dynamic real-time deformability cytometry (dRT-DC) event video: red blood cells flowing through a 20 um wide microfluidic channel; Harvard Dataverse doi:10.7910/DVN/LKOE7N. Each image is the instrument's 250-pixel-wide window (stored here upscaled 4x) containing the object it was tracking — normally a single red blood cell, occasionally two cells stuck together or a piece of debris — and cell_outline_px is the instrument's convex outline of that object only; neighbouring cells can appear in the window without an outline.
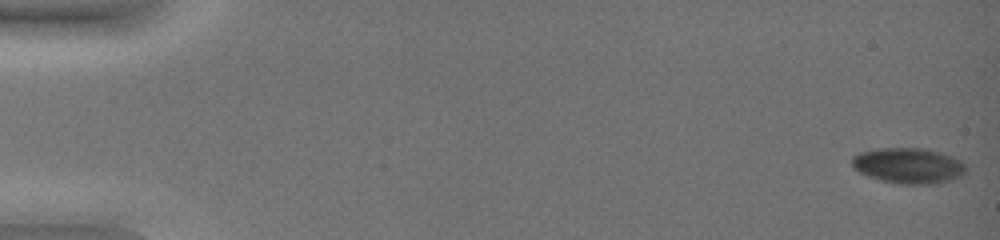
{"species": "common noctule bat (a hibernating species)", "species_latin": "Nyctalus noctula", "temperature_condition": "warm", "stored_images_in_passage": 52, "camera_frame_rate_fps": 3000, "um_per_image_px": 0.085, "animal": {"sex": "female", "body_mass_g": 19.0, "forearm_length_mm": 51.5}, "frame": {"image": 1, "passage_image": 1, "time_ms": 0.0, "image_size_px": [1000, 240], "cell_outline_px": [[964, 172], [960, 176], [936, 184], [896, 184], [880, 180], [868, 176], [860, 172], [852, 164], [852, 156], [860, 152], [876, 148], [920, 148], [940, 152], [952, 156], [960, 160], [964, 164]], "centroid_in_image_um": [77.19, 14.08], "position_along_channel_um": 7.8, "area_um2": 23.52}}
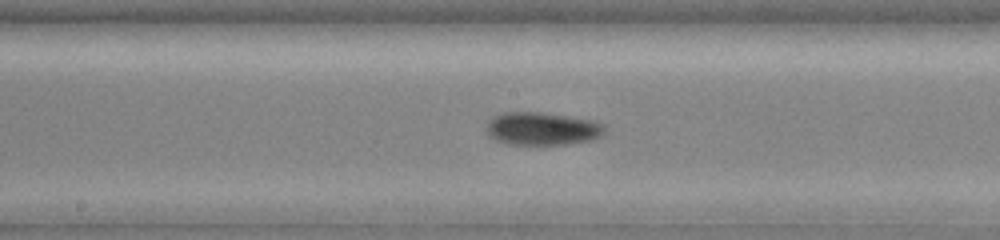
{"frame": {"image": 2, "passage_image": 30, "time_ms": 9.667, "image_size_px": [1000, 240], "cell_outline_px": [[604, 132], [600, 136], [588, 140], [568, 144], [508, 144], [496, 140], [488, 136], [488, 120], [492, 116], [504, 112], [540, 112], [596, 120], [604, 124]], "centroid_in_image_um": [46.08, 10.92], "position_along_channel_um": 202.1, "area_um2": 22.66}}
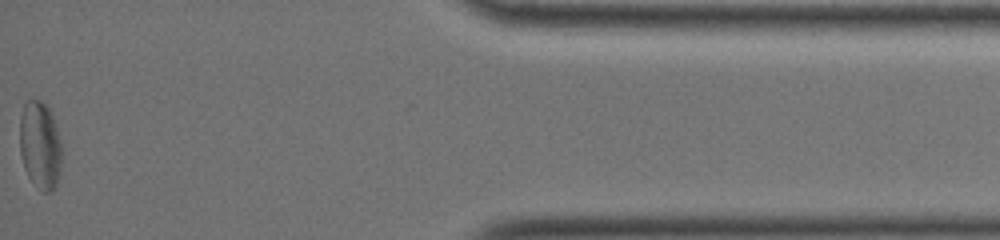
{"frame": {"image": 3, "passage_image": 52, "time_ms": 17.0, "image_size_px": [1000, 240], "cell_outline_px": [[60, 168], [56, 184], [48, 192], [44, 192], [28, 176], [24, 168], [20, 152], [20, 116], [24, 104], [28, 100], [40, 100], [48, 108], [56, 128], [60, 140]], "centroid_in_image_um": [3.37, 12.32], "position_along_channel_um": 431.8, "area_um2": 20.87}, "authors_computed_cell_mechanics": {"area_um2": 22.8888, "velocity_mm_per_s": 3.8147, "shape_relaxation_time_tau1_ms": null, "shape_relaxation_time_tau2_ms": 9.4397, "deformation_change_tau1": null, "deformation_change_tau2": 0.1394}}